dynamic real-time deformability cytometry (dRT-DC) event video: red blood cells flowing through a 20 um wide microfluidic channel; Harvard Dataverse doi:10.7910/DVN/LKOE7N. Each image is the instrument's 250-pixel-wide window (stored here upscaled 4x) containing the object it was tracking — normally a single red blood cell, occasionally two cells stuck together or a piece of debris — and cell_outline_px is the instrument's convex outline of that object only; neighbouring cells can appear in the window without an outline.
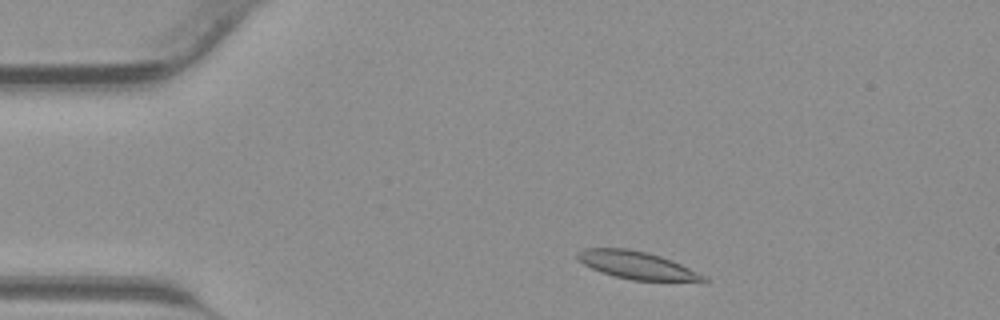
{"species": "common noctule bat (a hibernating species)", "species_latin": "Nyctalus noctula", "temperature_condition": "warm", "stored_images_in_passage": 38, "camera_frame_rate_fps": 3000, "um_per_image_px": 0.085, "animal": {"sex": "male", "body_mass_g": 23.1, "forearm_length_mm": 52.7}, "frame": {"image": 1, "passage_image": 3, "time_ms": 0.667, "image_size_px": [1000, 320], "cell_outline_px": [[708, 284], [632, 280], [600, 272], [584, 264], [576, 256], [576, 252], [584, 248], [628, 248], [648, 252], [672, 260], [708, 276]], "centroid_in_image_um": [54.3, 22.59], "position_along_channel_um": 30.7, "area_um2": 21.15}}
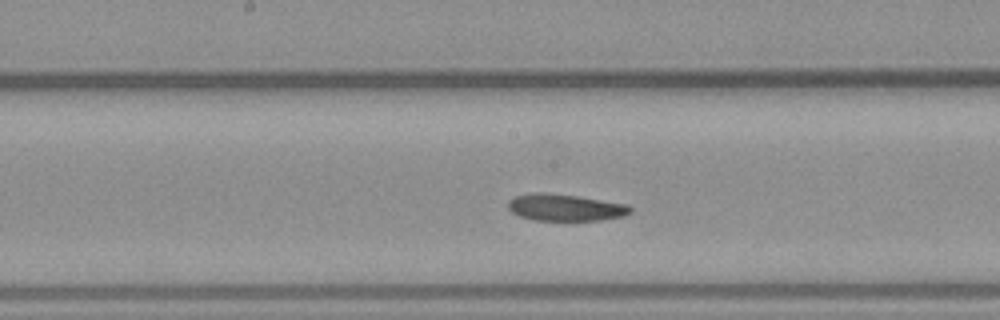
{"frame": {"image": 2, "passage_image": 17, "time_ms": 5.333, "image_size_px": [1000, 320], "cell_outline_px": [[632, 212], [624, 216], [600, 220], [536, 220], [520, 216], [512, 212], [508, 208], [508, 200], [516, 196], [536, 192], [544, 192], [576, 196], [628, 204], [632, 208]], "centroid_in_image_um": [48.06, 17.63], "position_along_channel_um": 200.1, "area_um2": 19.02}}
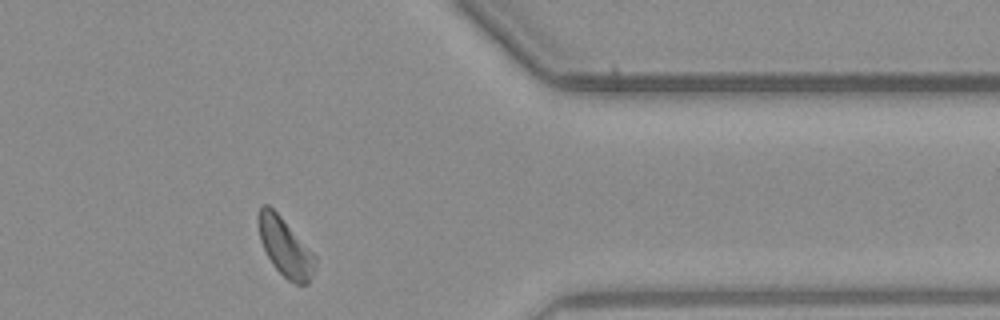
{"frame": {"image": 3, "passage_image": 30, "time_ms": 9.667, "image_size_px": [1000, 320], "cell_outline_px": [[316, 268], [308, 284], [296, 284], [288, 280], [272, 264], [260, 240], [260, 208], [264, 204], [268, 204], [280, 216], [316, 256]], "centroid_in_image_um": [24.29, 21.07], "position_along_channel_um": 387.1, "area_um2": 18.73}}